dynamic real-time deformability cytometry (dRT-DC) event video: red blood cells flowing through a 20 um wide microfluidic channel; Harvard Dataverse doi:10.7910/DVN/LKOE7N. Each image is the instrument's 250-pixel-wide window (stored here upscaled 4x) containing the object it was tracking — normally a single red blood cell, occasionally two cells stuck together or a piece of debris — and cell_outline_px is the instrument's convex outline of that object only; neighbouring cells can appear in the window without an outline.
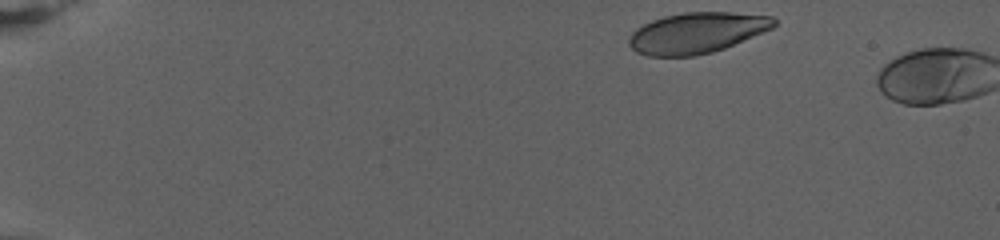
{"species": "human", "species_latin": "Homo sapiens", "temperature_condition": "warm", "stored_images_in_passage": 4, "camera_frame_rate_fps": 3000, "um_per_image_px": 0.085, "donor": {"sex": "female"}, "frame": {"image": 1, "passage_image": 1, "time_ms": 0.0, "image_size_px": [1000, 240], "cell_outline_px": [[776, 24], [772, 28], [724, 48], [712, 52], [692, 56], [648, 56], [636, 52], [628, 44], [628, 40], [632, 32], [636, 28], [652, 20], [664, 16], [684, 12], [732, 12], [772, 16], [776, 20]], "centroid_in_image_um": [59.2, 2.78], "position_along_channel_um": 25.8, "area_um2": 34.33}}